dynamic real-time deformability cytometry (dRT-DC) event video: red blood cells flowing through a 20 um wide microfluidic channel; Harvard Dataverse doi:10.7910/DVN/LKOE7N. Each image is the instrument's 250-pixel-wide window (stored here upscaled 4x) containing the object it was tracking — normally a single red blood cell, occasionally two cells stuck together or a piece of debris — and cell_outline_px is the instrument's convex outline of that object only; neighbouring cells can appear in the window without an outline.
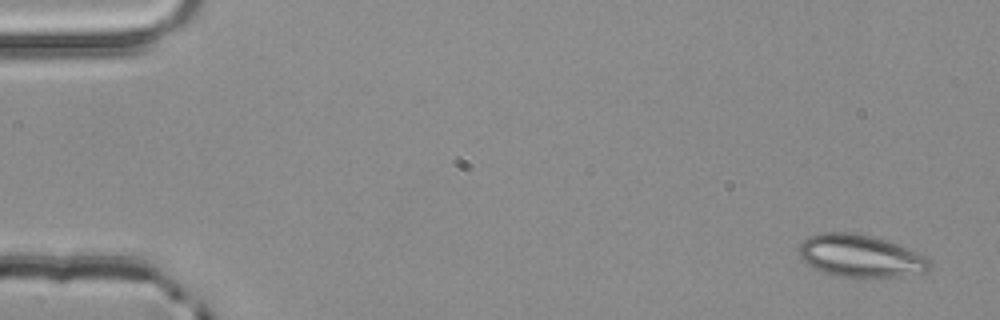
{"species": "common noctule bat (a hibernating species)", "species_latin": "Nyctalus noctula", "temperature_condition": "room temperature", "stored_images_in_passage": 3, "camera_frame_rate_fps": 3000, "um_per_image_px": 0.085, "animal": {"sex": "male", "body_mass_g": 20.4}, "frame": {"image": 1, "passage_image": 1, "time_ms": 0.0, "image_size_px": [1000, 320], "cell_outline_px": [[932, 264], [924, 272], [900, 276], [832, 276], [808, 264], [800, 256], [800, 244], [808, 236], [820, 232], [856, 232], [888, 240], [924, 256], [932, 260]], "centroid_in_image_um": [73.13, 21.73], "position_along_channel_um": 11.9, "area_um2": 31.96}}